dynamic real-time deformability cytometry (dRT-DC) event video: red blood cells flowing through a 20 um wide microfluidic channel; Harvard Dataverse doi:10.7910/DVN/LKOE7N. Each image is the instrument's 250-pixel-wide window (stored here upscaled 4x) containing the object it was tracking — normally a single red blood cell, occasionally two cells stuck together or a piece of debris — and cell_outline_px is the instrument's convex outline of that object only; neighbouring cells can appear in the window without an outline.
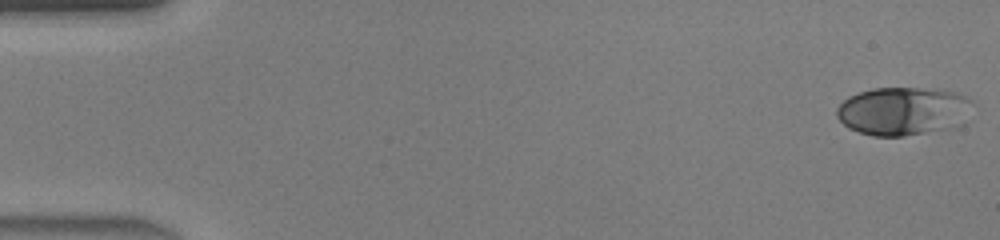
{"species": "human", "species_latin": "Homo sapiens", "temperature_condition": "warm", "stored_images_in_passage": 46, "camera_frame_rate_fps": 3000, "um_per_image_px": 0.085, "donor": {"sex": "male"}, "frame": {"image": 1, "passage_image": 1, "time_ms": 0.0, "image_size_px": [1000, 240], "cell_outline_px": [[972, 100], [964, 124], [956, 128], [904, 136], [872, 136], [848, 128], [836, 116], [836, 108], [848, 96], [872, 88], [940, 88], [956, 92], [968, 96]], "centroid_in_image_um": [76.81, 9.44], "position_along_channel_um": 8.2, "area_um2": 38.84}}
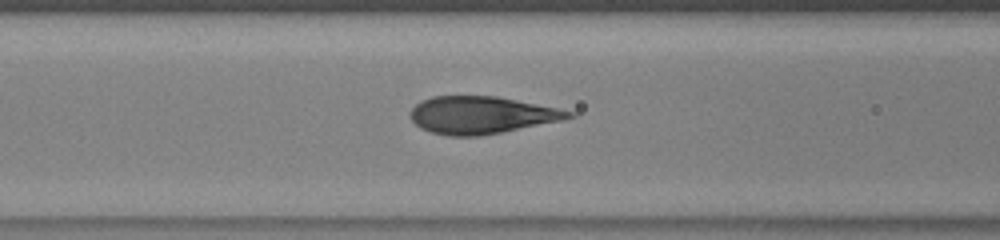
{"frame": {"image": 2, "passage_image": 19, "time_ms": 6.0, "image_size_px": [1000, 240], "cell_outline_px": [[576, 116], [564, 120], [480, 136], [448, 136], [432, 132], [420, 128], [408, 116], [408, 112], [420, 100], [432, 96], [496, 96], [576, 112]], "centroid_in_image_um": [40.89, 9.78], "position_along_channel_um": 125.7, "area_um2": 34.51}}
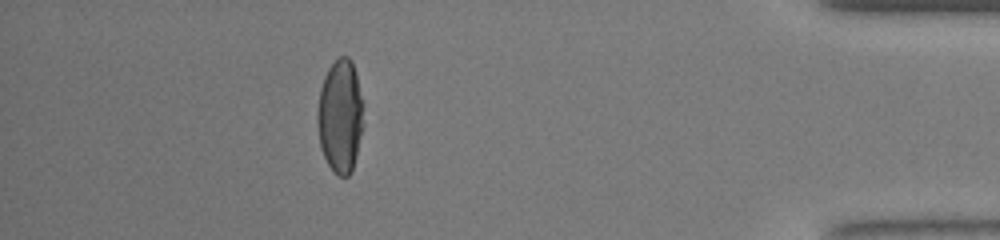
{"frame": {"image": 3, "passage_image": 41, "time_ms": 13.333, "image_size_px": [1000, 240], "cell_outline_px": [[364, 124], [352, 172], [348, 176], [340, 176], [328, 164], [320, 148], [316, 120], [316, 112], [320, 88], [324, 76], [328, 68], [340, 56], [348, 56], [352, 60], [356, 72], [364, 104]], "centroid_in_image_um": [28.93, 9.84], "position_along_channel_um": 406.3, "area_um2": 31.04}, "authors_computed_cell_mechanics": {"area_um2": 34.9401, "velocity_mm_per_s": 4.489, "shape_relaxation_time_tau1_ms": 4.664, "shape_relaxation_time_tau2_ms": null, "deformation_change_tau1": 0.2492, "deformation_change_tau2": null}}